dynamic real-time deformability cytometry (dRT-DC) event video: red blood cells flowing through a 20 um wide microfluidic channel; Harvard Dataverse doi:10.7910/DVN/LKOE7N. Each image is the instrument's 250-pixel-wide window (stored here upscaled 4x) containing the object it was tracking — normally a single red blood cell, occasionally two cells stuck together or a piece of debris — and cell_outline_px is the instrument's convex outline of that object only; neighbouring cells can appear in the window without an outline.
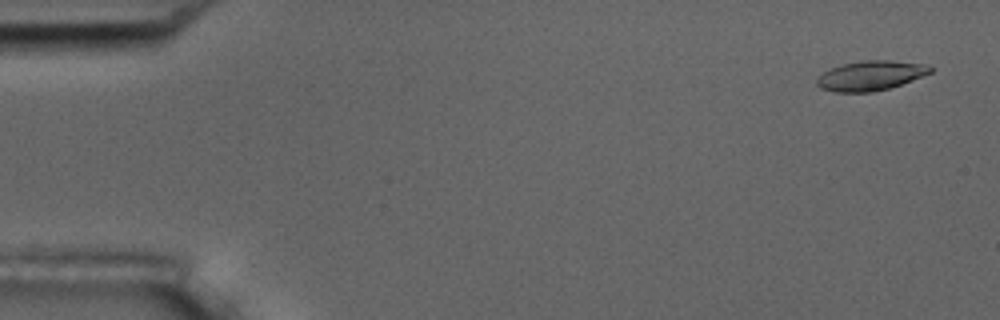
{"species": "common noctule bat (a hibernating species)", "species_latin": "Nyctalus noctula", "temperature_condition": "room temperature", "stored_images_in_passage": 5, "camera_frame_rate_fps": 3000, "um_per_image_px": 0.085, "animal": {"sex": "male", "body_mass_g": 17.5, "forearm_length_mm": 52.3}, "frame": {"image": 1, "passage_image": 1, "time_ms": 0.0, "image_size_px": [1000, 320], "cell_outline_px": [[932, 72], [900, 84], [888, 88], [872, 92], [832, 92], [820, 88], [816, 84], [816, 80], [824, 72], [832, 68], [844, 64], [864, 60], [888, 60], [920, 64], [932, 68]], "centroid_in_image_um": [73.94, 6.44], "position_along_channel_um": 11.1, "area_um2": 19.19}}
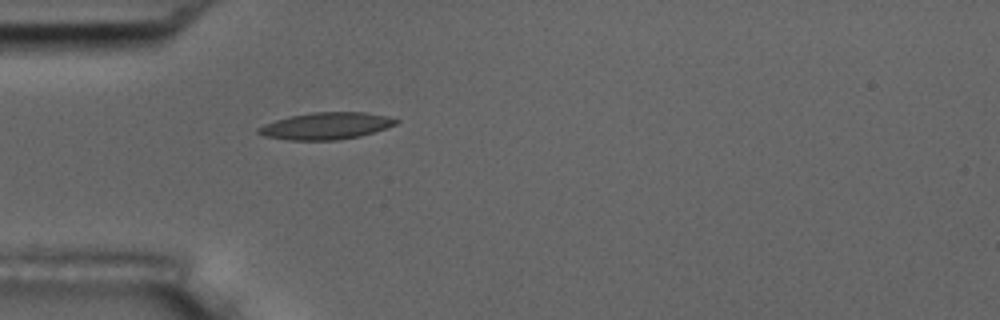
{"frame": {"image": 2, "passage_image": 5, "time_ms": 4.667, "image_size_px": [1000, 320], "cell_outline_px": [[400, 120], [396, 124], [360, 136], [336, 140], [288, 140], [264, 136], [256, 132], [256, 128], [264, 124], [288, 116], [312, 112], [364, 112], [388, 116]], "centroid_in_image_um": [27.67, 10.7], "position_along_channel_um": 57.3, "area_um2": 21.56}}